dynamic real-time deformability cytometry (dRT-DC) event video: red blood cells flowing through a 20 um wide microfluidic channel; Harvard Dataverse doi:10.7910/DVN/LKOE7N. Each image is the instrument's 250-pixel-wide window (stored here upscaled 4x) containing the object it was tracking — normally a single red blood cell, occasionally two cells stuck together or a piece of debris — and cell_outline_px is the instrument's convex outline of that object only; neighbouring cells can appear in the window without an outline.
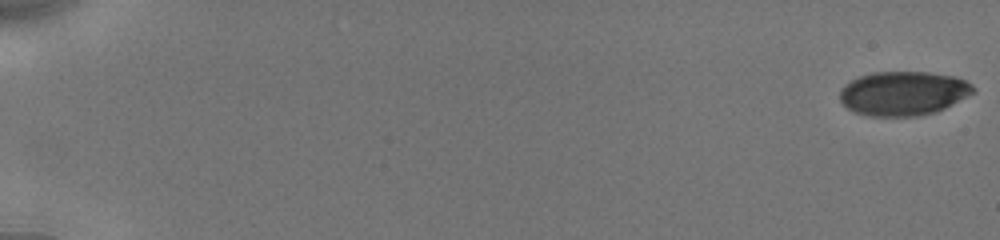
{"species": "human", "species_latin": "Homo sapiens", "temperature_condition": "cold", "stored_images_in_passage": 55, "camera_frame_rate_fps": 3000, "um_per_image_px": 0.085, "donor": {"sex": "male"}, "frame": {"image": 1, "passage_image": 1, "time_ms": 0.0, "image_size_px": [1000, 240], "cell_outline_px": [[976, 92], [936, 112], [920, 116], [872, 116], [856, 112], [848, 108], [840, 100], [840, 88], [844, 84], [860, 76], [876, 72], [928, 72], [952, 76], [964, 80], [972, 84], [976, 88]], "centroid_in_image_um": [76.8, 7.93], "position_along_channel_um": 8.2, "area_um2": 34.28}}
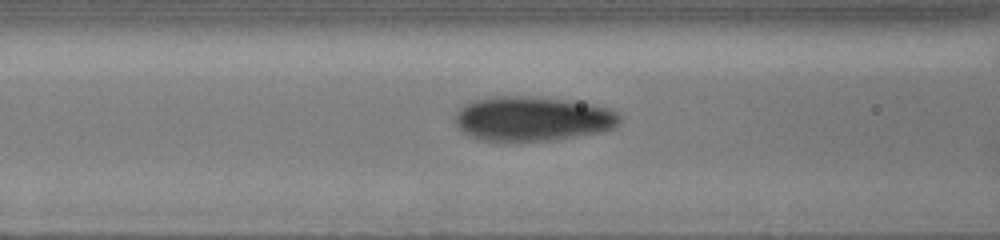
{"frame": {"image": 2, "passage_image": 32, "time_ms": 8.0, "image_size_px": [1000, 240], "cell_outline_px": [[620, 120], [616, 128], [600, 132], [556, 140], [484, 140], [472, 136], [464, 132], [456, 124], [456, 112], [468, 100], [492, 96], [532, 96], [564, 100], [592, 104], [616, 112], [620, 116]], "centroid_in_image_um": [45.25, 10.07], "position_along_channel_um": 121.3, "area_um2": 42.54}}
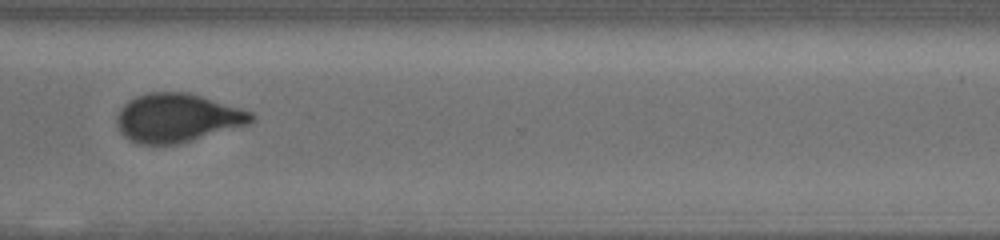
{"frame": {"image": 3, "passage_image": 54, "time_ms": 14.0, "image_size_px": [1000, 240], "cell_outline_px": [[256, 120], [248, 124], [192, 140], [176, 144], [136, 144], [124, 136], [120, 132], [116, 124], [116, 116], [120, 108], [128, 100], [136, 96], [148, 92], [188, 92], [240, 108], [252, 112], [256, 116]], "centroid_in_image_um": [15.04, 10.02], "position_along_channel_um": 355.6, "area_um2": 38.15}}